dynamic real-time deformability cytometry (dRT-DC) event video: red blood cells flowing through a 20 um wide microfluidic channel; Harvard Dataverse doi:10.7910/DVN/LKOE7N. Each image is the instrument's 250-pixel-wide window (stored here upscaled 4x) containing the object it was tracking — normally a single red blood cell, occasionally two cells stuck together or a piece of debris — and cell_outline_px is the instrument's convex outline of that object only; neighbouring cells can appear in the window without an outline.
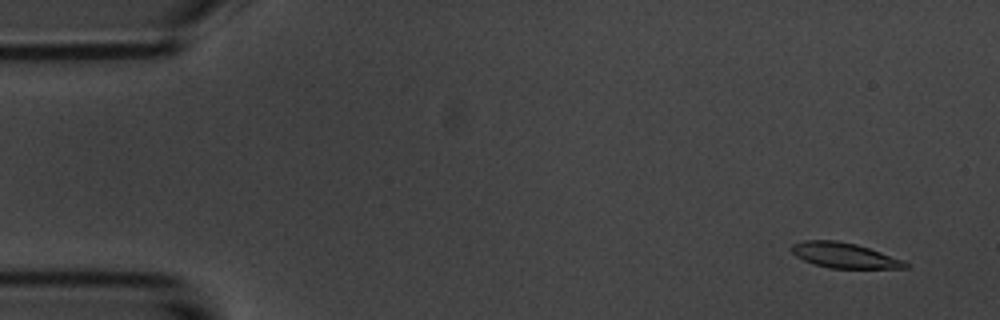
{"species": "common noctule bat (a hibernating species)", "species_latin": "Nyctalus noctula", "temperature_condition": "room temperature", "stored_images_in_passage": 9, "camera_frame_rate_fps": 3000, "um_per_image_px": 0.085, "animal": {"sex": "male", "body_mass_g": 20.1, "forearm_length_mm": 53.5}, "frame": {"image": 1, "passage_image": 1, "time_ms": 0.0, "image_size_px": [1000, 320], "cell_outline_px": [[908, 268], [828, 268], [804, 260], [796, 256], [788, 248], [792, 244], [804, 240], [836, 240], [856, 244], [904, 260], [908, 264]], "centroid_in_image_um": [71.73, 21.7], "position_along_channel_um": 13.3, "area_um2": 16.65}}
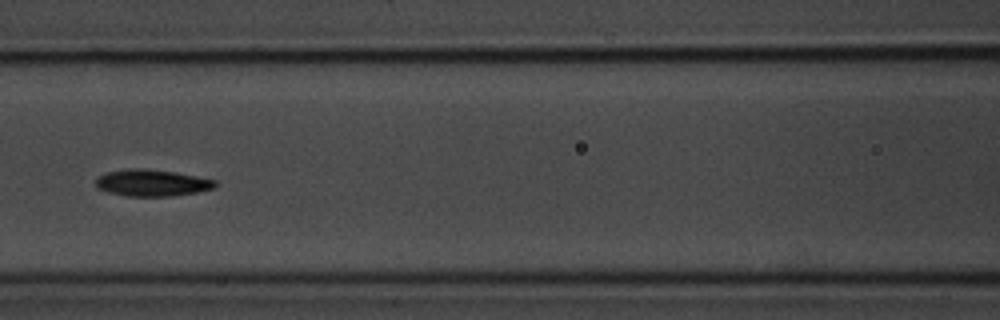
{"frame": {"image": 2, "passage_image": 7, "time_ms": 7.0, "image_size_px": [1000, 320], "cell_outline_px": [[216, 184], [212, 188], [196, 192], [168, 196], [128, 196], [108, 192], [96, 188], [96, 180], [100, 176], [108, 172], [128, 168], [144, 168], [176, 172], [216, 180]], "centroid_in_image_um": [12.89, 15.53], "position_along_channel_um": 153.7, "area_um2": 18.38}}
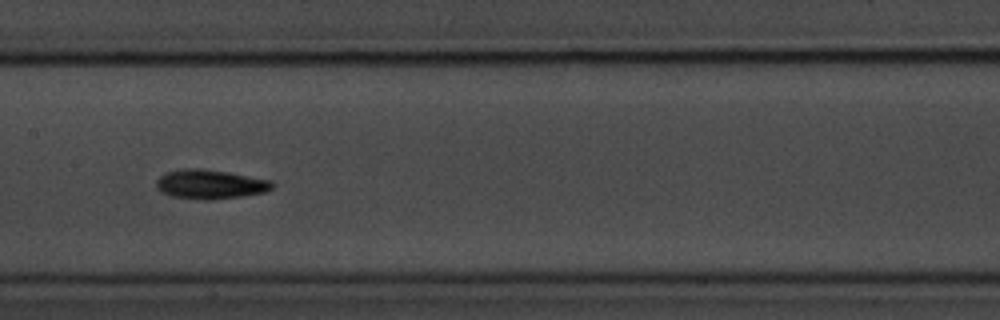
{"frame": {"image": 3, "passage_image": 8, "time_ms": 8.0, "image_size_px": [1000, 320], "cell_outline_px": [[276, 184], [272, 188], [264, 192], [244, 196], [212, 200], [204, 200], [168, 196], [160, 192], [156, 188], [156, 180], [164, 172], [180, 168], [200, 168], [228, 172], [272, 180]], "centroid_in_image_um": [17.83, 15.66], "position_along_channel_um": 189.6, "area_um2": 20.23}}